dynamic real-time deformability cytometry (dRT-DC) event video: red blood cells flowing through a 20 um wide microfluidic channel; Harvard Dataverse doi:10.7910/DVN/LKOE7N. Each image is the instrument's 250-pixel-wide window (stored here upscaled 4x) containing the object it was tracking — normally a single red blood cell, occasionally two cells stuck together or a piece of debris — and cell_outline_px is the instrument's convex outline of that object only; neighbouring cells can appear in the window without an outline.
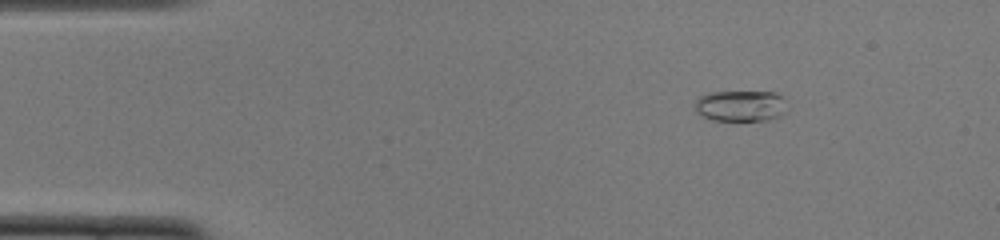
{"species": "common noctule bat (a hibernating species)", "species_latin": "Nyctalus noctula", "temperature_condition": "cold", "stored_images_in_passage": 46, "camera_frame_rate_fps": 3000, "um_per_image_px": 0.085, "animal": {"sex": "female", "body_mass_g": 22.0, "forearm_length_mm": 56.7}, "frame": {"image": 1, "passage_image": 2, "time_ms": 0.333, "image_size_px": [1000, 240], "cell_outline_px": [[784, 112], [780, 116], [768, 120], [712, 120], [700, 116], [696, 112], [696, 100], [700, 96], [708, 92], [772, 92], [780, 96]], "centroid_in_image_um": [62.86, 9.01], "position_along_channel_um": 22.1, "area_um2": 16.36}}
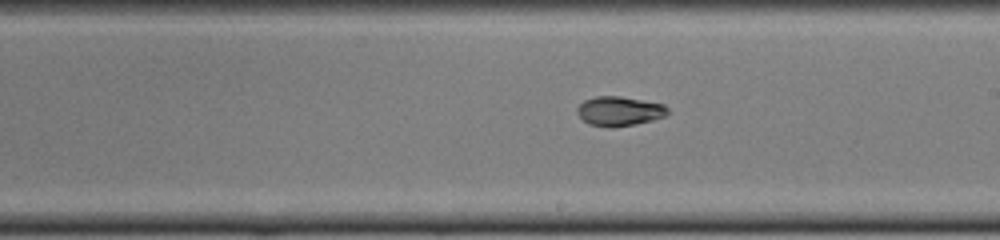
{"frame": {"image": 2, "passage_image": 24, "time_ms": 7.667, "image_size_px": [1000, 240], "cell_outline_px": [[668, 112], [664, 116], [652, 120], [636, 124], [588, 124], [576, 112], [576, 108], [584, 100], [596, 96], [620, 96], [664, 104], [668, 108]], "centroid_in_image_um": [52.66, 9.39], "position_along_channel_um": 236.3, "area_um2": 14.85}}
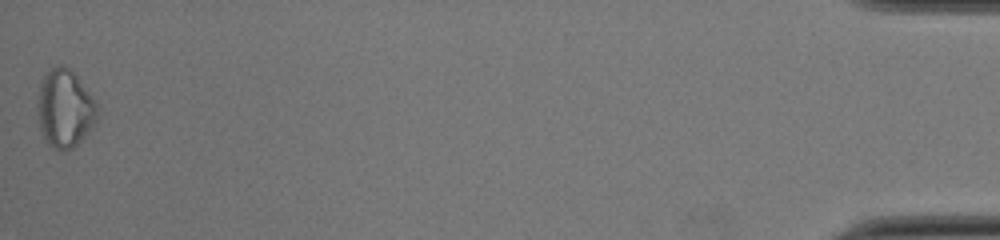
{"frame": {"image": 3, "passage_image": 46, "time_ms": 15.0, "image_size_px": [1000, 240], "cell_outline_px": [[96, 120], [92, 128], [72, 148], [64, 152], [52, 148], [48, 144], [40, 128], [36, 112], [40, 84], [44, 76], [52, 68], [60, 64], [68, 68], [76, 76], [96, 100]], "centroid_in_image_um": [5.49, 9.25], "position_along_channel_um": 429.7, "area_um2": 26.93}, "authors_computed_cell_mechanics": {"area_um2": 15.8372, "velocity_mm_per_s": 3.9228, "shape_relaxation_time_tau1_ms": 6.6332, "shape_relaxation_time_tau2_ms": 3.4528, "deformation_change_tau1": 0.1832, "deformation_change_tau2": 0.0418}}